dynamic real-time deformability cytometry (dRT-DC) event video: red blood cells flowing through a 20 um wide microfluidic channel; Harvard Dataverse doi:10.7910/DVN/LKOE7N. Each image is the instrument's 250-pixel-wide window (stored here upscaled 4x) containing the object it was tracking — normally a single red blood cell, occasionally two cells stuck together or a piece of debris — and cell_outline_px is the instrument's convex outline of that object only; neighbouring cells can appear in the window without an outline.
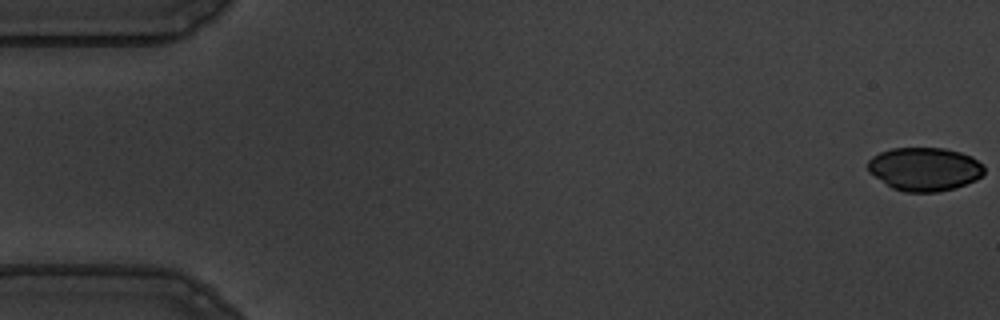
{"species": "common noctule bat (a hibernating species)", "species_latin": "Nyctalus noctula", "temperature_condition": "warm", "stored_images_in_passage": 55, "camera_frame_rate_fps": 3000, "um_per_image_px": 0.085, "animal": {"sex": "male", "body_mass_g": 19.5, "forearm_length_mm": 54.6}, "frame": {"image": 1, "passage_image": 1, "time_ms": 0.0, "image_size_px": [1000, 320], "cell_outline_px": [[984, 172], [976, 180], [956, 188], [936, 192], [904, 192], [892, 188], [868, 172], [868, 160], [872, 156], [880, 152], [892, 148], [944, 148], [960, 152], [972, 156], [984, 164]], "centroid_in_image_um": [78.59, 14.37], "position_along_channel_um": 6.4, "area_um2": 29.65}}